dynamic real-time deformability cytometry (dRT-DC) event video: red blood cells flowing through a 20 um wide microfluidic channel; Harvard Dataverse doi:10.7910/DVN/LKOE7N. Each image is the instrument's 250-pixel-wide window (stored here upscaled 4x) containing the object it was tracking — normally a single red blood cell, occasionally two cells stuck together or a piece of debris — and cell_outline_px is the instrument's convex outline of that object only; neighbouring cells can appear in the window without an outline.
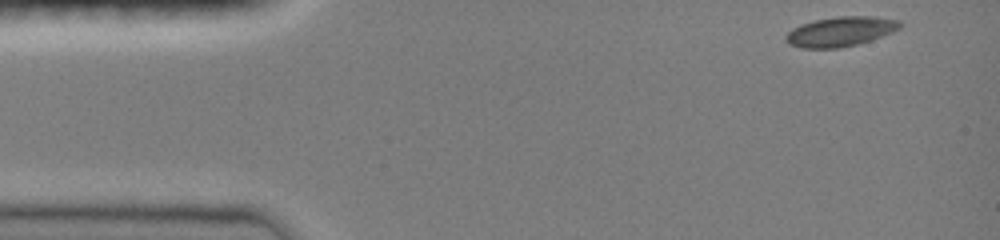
{"species": "common noctule bat (a hibernating species)", "species_latin": "Nyctalus noctula", "temperature_condition": "room temperature", "stored_images_in_passage": 41, "camera_frame_rate_fps": 3000, "um_per_image_px": 0.085, "animal": {"sex": "female", "body_mass_g": 19.0, "forearm_length_mm": 51.5}, "frame": {"image": 1, "passage_image": 1, "time_ms": 0.0, "image_size_px": [1000, 240], "cell_outline_px": [[900, 28], [892, 32], [856, 44], [840, 48], [800, 48], [788, 44], [784, 40], [784, 36], [792, 28], [800, 24], [816, 20], [836, 16], [876, 16], [900, 20]], "centroid_in_image_um": [71.38, 2.67], "position_along_channel_um": 13.6, "area_um2": 19.77}}
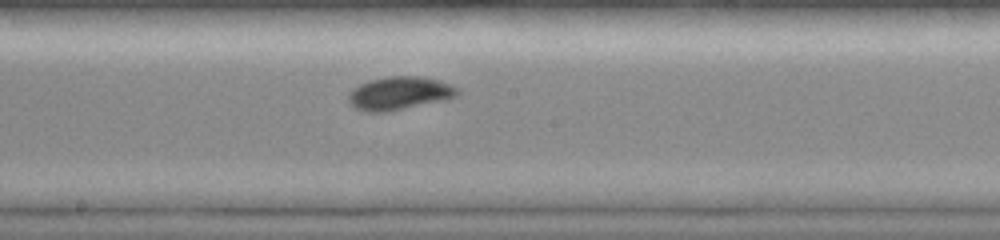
{"frame": {"image": 2, "passage_image": 23, "time_ms": 7.333, "image_size_px": [1000, 240], "cell_outline_px": [[460, 92], [456, 96], [444, 100], [388, 112], [364, 112], [348, 104], [348, 92], [352, 88], [368, 80], [388, 76], [420, 76], [440, 80], [460, 88]], "centroid_in_image_um": [33.93, 7.92], "position_along_channel_um": 214.3, "area_um2": 21.44}}
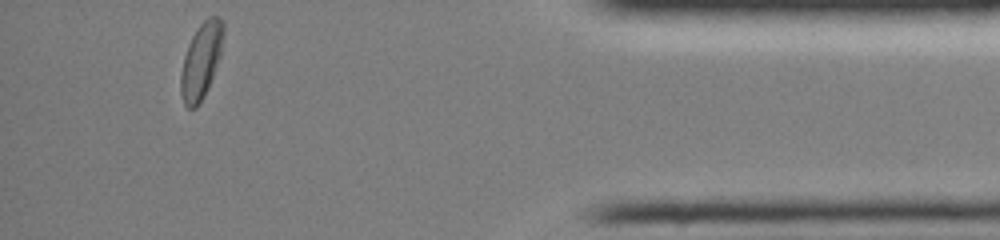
{"frame": {"image": 3, "passage_image": 41, "time_ms": 13.333, "image_size_px": [1000, 240], "cell_outline_px": [[224, 32], [220, 56], [208, 88], [204, 96], [196, 108], [188, 108], [184, 104], [180, 92], [180, 76], [184, 56], [188, 44], [196, 28], [208, 16], [220, 16], [224, 20]], "centroid_in_image_um": [17.1, 5.13], "position_along_channel_um": 418.1, "area_um2": 18.96}, "authors_computed_cell_mechanics": {"area_um2": 19.5364, "velocity_mm_per_s": 4.0289, "shape_relaxation_time_tau1_ms": 3.5437, "shape_relaxation_time_tau2_ms": null, "deformation_change_tau1": 0.131, "deformation_change_tau2": null}}